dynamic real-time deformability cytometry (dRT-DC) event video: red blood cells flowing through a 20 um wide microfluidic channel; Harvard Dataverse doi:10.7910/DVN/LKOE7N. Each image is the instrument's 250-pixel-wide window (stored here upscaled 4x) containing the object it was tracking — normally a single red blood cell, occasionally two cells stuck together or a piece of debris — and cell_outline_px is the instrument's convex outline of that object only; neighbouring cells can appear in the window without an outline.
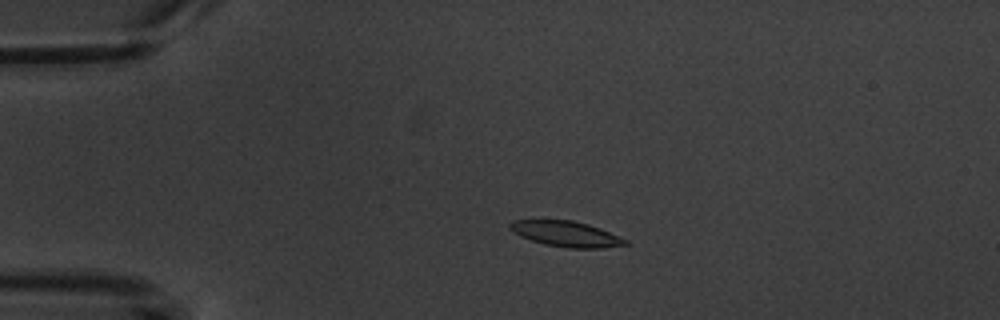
{"species": "common noctule bat (a hibernating species)", "species_latin": "Nyctalus noctula", "temperature_condition": "warm", "stored_images_in_passage": 5, "camera_frame_rate_fps": 3000, "um_per_image_px": 0.085, "animal": {"sex": "male", "body_mass_g": 20.1, "forearm_length_mm": 53.5}, "frame": {"image": 1, "passage_image": 4, "time_ms": 3.333, "image_size_px": [1000, 320], "cell_outline_px": [[628, 244], [600, 248], [568, 248], [544, 244], [520, 236], [512, 232], [508, 228], [508, 224], [512, 220], [572, 220], [588, 224], [600, 228], [628, 240]], "centroid_in_image_um": [48.08, 19.87], "position_along_channel_um": 36.9, "area_um2": 17.17}}